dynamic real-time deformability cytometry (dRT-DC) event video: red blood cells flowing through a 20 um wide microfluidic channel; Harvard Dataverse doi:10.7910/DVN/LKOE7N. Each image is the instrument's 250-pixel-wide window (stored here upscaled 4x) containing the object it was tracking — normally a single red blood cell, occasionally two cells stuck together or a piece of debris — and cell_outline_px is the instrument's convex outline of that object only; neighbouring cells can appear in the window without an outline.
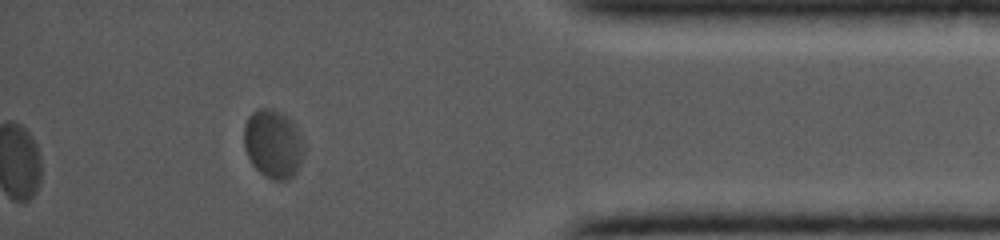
{"species": "common noctule bat (a hibernating species)", "species_latin": "Nyctalus noctula", "temperature_condition": "cold", "stored_images_in_passage": 50, "camera_frame_rate_fps": 5000, "um_per_image_px": 0.085, "animal": {"sex": "female", "body_mass_g": 19.0, "forearm_length_mm": 56.7}, "frame": {"image": 1, "passage_image": 50, "time_ms": 12.4, "image_size_px": [1000, 240], "cell_outline_px": [[304, 148], [300, 164], [296, 172], [288, 180], [276, 180], [260, 172], [252, 164], [244, 148], [244, 124], [248, 116], [256, 108], [264, 108], [280, 112], [288, 116], [292, 120], [300, 132]], "centroid_in_image_um": [23.21, 12.2], "position_along_channel_um": 412.0, "area_um2": 23.99}}